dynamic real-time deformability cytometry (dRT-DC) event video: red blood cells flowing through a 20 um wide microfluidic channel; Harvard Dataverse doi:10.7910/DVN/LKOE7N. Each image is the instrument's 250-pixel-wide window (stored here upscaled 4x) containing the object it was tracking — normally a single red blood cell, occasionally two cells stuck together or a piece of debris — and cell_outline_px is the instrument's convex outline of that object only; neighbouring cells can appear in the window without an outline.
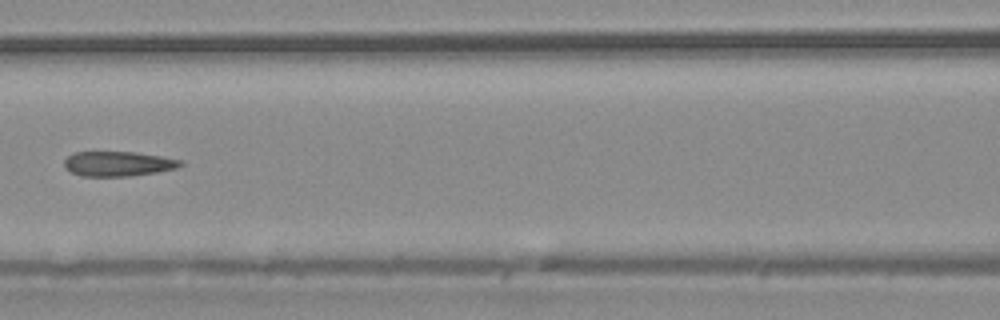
{"species": "common noctule bat (a hibernating species)", "species_latin": "Nyctalus noctula", "temperature_condition": "warm", "stored_images_in_passage": 7, "segment_of_instrument_passage": [2, 2], "camera_frame_rate_fps": 3000, "um_per_image_px": 0.085, "animal": {"sex": "male", "body_mass_g": 20.4}, "frame": {"image": 1, "passage_image": 6, "time_ms": 1.667, "image_size_px": [1000, 320], "cell_outline_px": [[184, 164], [176, 168], [156, 172], [128, 176], [80, 176], [64, 168], [64, 160], [68, 156], [76, 152], [136, 152], [184, 160]], "centroid_in_image_um": [10.04, 13.92], "position_along_channel_um": 156.6, "area_um2": 16.82}}
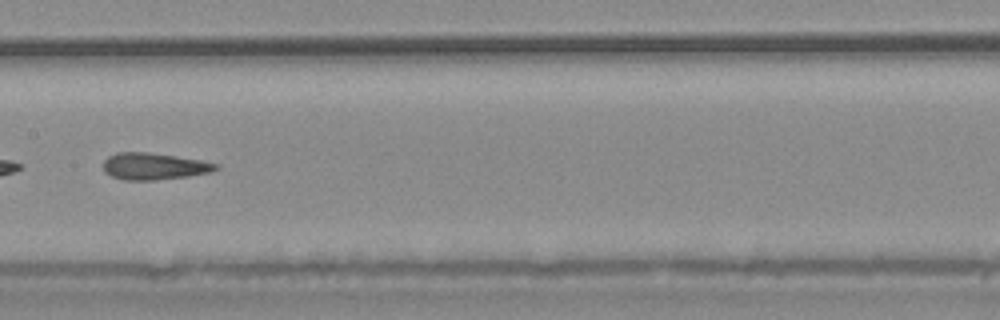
{"frame": {"image": 2, "passage_image": 7, "time_ms": 2.0, "image_size_px": [1000, 320], "cell_outline_px": [[220, 168], [212, 172], [188, 176], [152, 180], [124, 180], [112, 176], [104, 172], [104, 160], [108, 156], [116, 152], [148, 152], [176, 156], [200, 160], [220, 164]], "centroid_in_image_um": [13.11, 14.13], "position_along_channel_um": 194.3, "area_um2": 17.63}}